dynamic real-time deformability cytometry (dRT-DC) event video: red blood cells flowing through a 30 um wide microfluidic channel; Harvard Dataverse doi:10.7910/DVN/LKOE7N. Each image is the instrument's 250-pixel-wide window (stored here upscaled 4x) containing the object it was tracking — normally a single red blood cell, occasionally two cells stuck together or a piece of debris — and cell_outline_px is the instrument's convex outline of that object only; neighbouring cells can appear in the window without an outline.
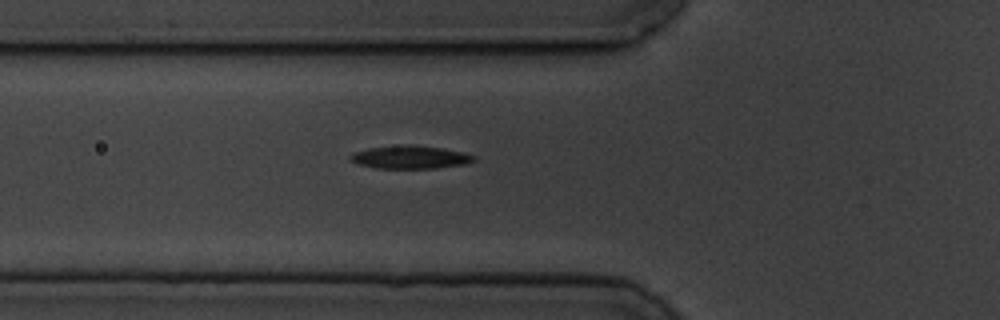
{"species": "common noctule bat (a hibernating species)", "species_latin": "Nyctalus noctula", "temperature_condition": "cold", "stored_images_in_passage": 5, "camera_frame_rate_fps": 3000, "um_per_image_px": 0.085, "animal": {"sex": "male", "body_mass_g": 19.5, "forearm_length_mm": 54.6}, "frame": {"image": 1, "passage_image": 5, "time_ms": 4.667, "image_size_px": [1000, 320], "cell_outline_px": [[476, 160], [464, 164], [436, 168], [376, 168], [356, 164], [348, 156], [352, 152], [368, 148], [404, 144], [408, 144], [440, 148], [460, 152], [476, 156]], "centroid_in_image_um": [34.81, 13.36], "position_along_channel_um": 91.0, "area_um2": 16.53}}